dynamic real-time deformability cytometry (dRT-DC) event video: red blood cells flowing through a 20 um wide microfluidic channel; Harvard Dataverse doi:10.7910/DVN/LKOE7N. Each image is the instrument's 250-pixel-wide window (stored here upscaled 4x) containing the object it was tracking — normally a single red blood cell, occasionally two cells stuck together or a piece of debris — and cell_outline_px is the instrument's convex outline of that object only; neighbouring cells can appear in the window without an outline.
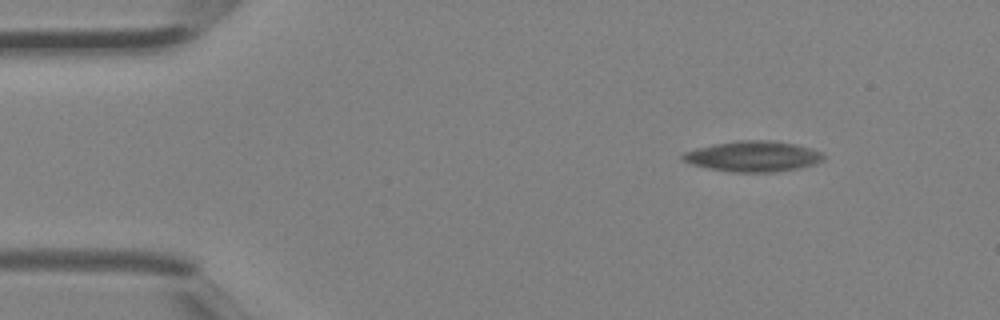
{"species": "Egyptian fruit bat (a non-hibernating species)", "species_latin": "Rousettus aegyptiacus", "temperature_condition": "room temperature", "stored_images_in_passage": 4, "segment_of_instrument_passage": [1, 2], "camera_frame_rate_fps": 3000, "um_per_image_px": 0.085, "animal": {"sex": "female"}, "frame": {"image": 1, "passage_image": 1, "time_ms": 0.0, "image_size_px": [1000, 320], "cell_outline_px": [[824, 160], [800, 168], [772, 172], [732, 172], [708, 168], [692, 164], [684, 160], [680, 156], [684, 152], [696, 148], [716, 144], [740, 140], [768, 140], [796, 144], [820, 152], [824, 156]], "centroid_in_image_um": [64.0, 13.29], "position_along_channel_um": 21.0, "area_um2": 24.8}}
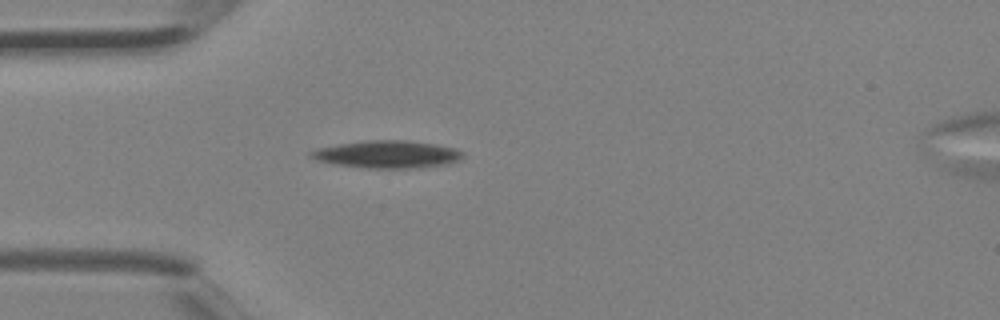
{"frame": {"image": 2, "passage_image": 3, "time_ms": 0.667, "image_size_px": [1000, 320], "cell_outline_px": [[464, 156], [460, 160], [448, 164], [420, 168], [368, 168], [336, 164], [316, 160], [308, 156], [308, 152], [316, 148], [364, 140], [404, 140], [436, 144], [456, 148], [464, 152]], "centroid_in_image_um": [32.94, 13.12], "position_along_channel_um": 52.1, "area_um2": 24.57}}